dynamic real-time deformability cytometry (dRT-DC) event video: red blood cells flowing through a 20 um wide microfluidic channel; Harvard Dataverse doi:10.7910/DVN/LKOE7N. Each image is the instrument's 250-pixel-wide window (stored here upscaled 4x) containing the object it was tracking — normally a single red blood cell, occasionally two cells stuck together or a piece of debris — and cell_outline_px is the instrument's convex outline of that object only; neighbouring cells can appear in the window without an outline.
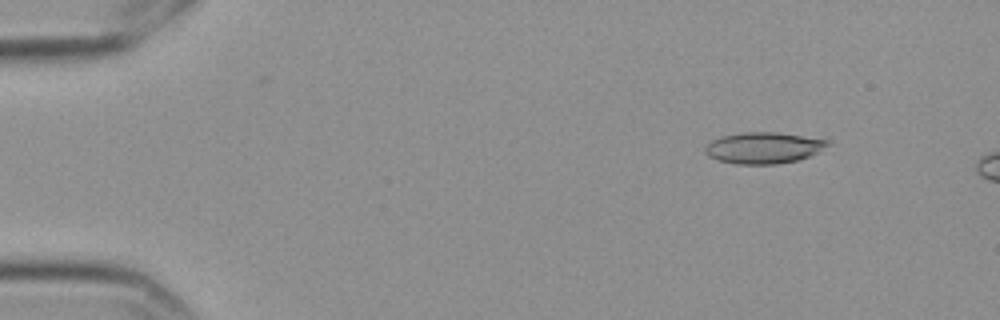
{"species": "Egyptian fruit bat (a non-hibernating species)", "species_latin": "Rousettus aegyptiacus", "temperature_condition": "cold", "stored_images_in_passage": 16, "camera_frame_rate_fps": 3000, "um_per_image_px": 0.085, "frame": {"image": 1, "passage_image": 7, "time_ms": 2.0, "image_size_px": [1000, 320], "cell_outline_px": [[832, 144], [808, 156], [796, 160], [776, 164], [736, 164], [720, 160], [708, 156], [704, 152], [704, 148], [712, 140], [720, 136], [740, 132], [776, 132], [828, 140]], "centroid_in_image_um": [64.87, 12.56], "position_along_channel_um": 20.1, "area_um2": 22.2}}